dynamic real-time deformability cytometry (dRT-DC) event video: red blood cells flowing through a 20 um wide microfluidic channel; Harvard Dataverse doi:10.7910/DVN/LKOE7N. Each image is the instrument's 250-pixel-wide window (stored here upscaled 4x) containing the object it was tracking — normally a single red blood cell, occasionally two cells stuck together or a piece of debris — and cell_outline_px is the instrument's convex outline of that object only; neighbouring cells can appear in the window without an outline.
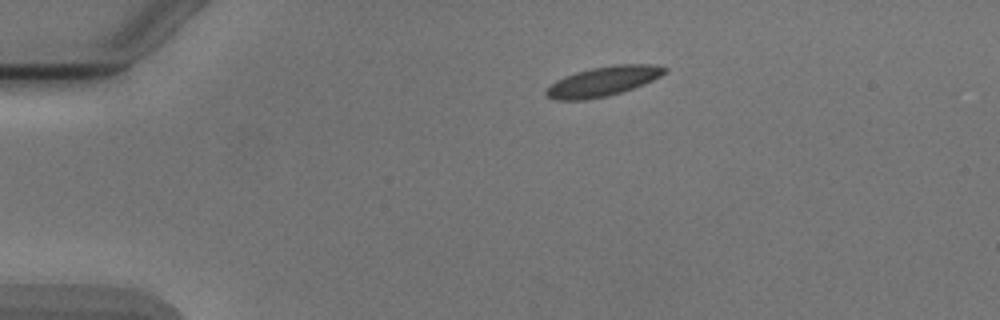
{"species": "Egyptian fruit bat (a non-hibernating species)", "species_latin": "Rousettus aegyptiacus", "temperature_condition": "cold", "stored_images_in_passage": 4, "camera_frame_rate_fps": 3000, "um_per_image_px": 0.085, "animal": {"sex": "male"}, "frame": {"image": 1, "passage_image": 1, "time_ms": 0.0, "image_size_px": [1000, 320], "cell_outline_px": [[668, 72], [644, 84], [608, 96], [584, 100], [556, 100], [548, 96], [544, 92], [556, 80], [564, 76], [576, 72], [592, 68], [612, 64], [656, 64], [668, 68]], "centroid_in_image_um": [51.29, 6.9], "position_along_channel_um": 33.7, "area_um2": 20.46}}
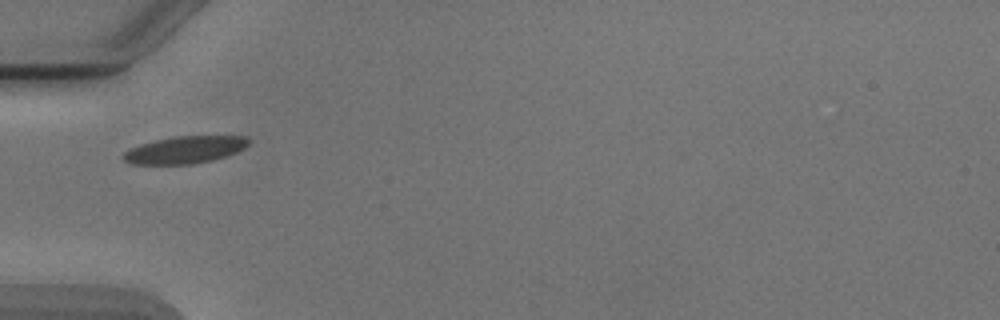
{"frame": {"image": 2, "passage_image": 3, "time_ms": 2.333, "image_size_px": [1000, 320], "cell_outline_px": [[248, 144], [244, 148], [236, 152], [212, 160], [192, 164], [132, 164], [124, 160], [124, 152], [140, 144], [172, 136], [244, 136], [248, 140]], "centroid_in_image_um": [15.71, 12.73], "position_along_channel_um": 69.3, "area_um2": 19.59}}
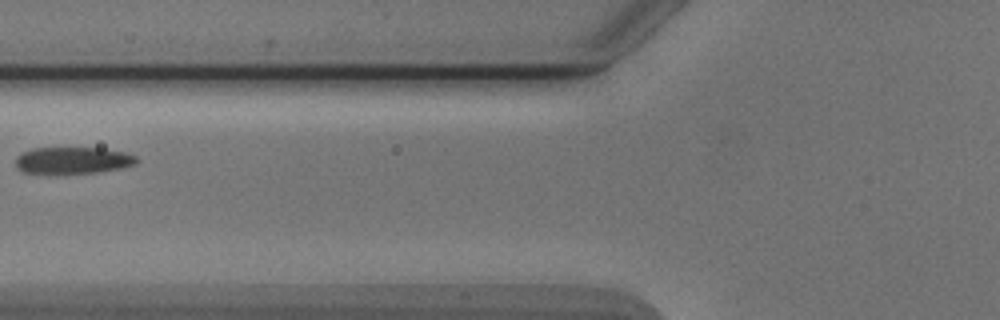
{"frame": {"image": 3, "passage_image": 4, "time_ms": 3.667, "image_size_px": [1000, 320], "cell_outline_px": [[140, 160], [136, 164], [120, 168], [100, 172], [24, 172], [16, 168], [16, 156], [20, 152], [32, 148], [104, 148], [128, 152], [136, 156]], "centroid_in_image_um": [6.24, 13.6], "position_along_channel_um": 119.6, "area_um2": 18.79}}